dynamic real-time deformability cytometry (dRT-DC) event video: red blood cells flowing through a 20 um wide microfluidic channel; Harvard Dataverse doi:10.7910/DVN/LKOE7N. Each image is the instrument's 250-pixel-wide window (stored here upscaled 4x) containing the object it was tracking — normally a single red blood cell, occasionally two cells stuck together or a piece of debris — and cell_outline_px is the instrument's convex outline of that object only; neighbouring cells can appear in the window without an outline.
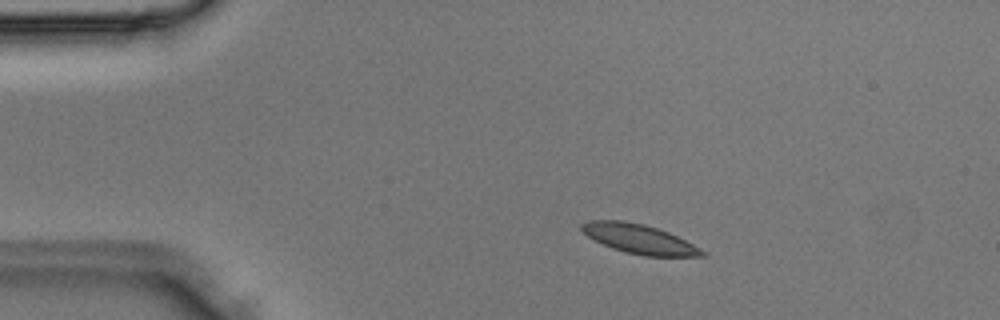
{"species": "Egyptian fruit bat (a non-hibernating species)", "species_latin": "Rousettus aegyptiacus", "temperature_condition": "room temperature", "stored_images_in_passage": 2, "camera_frame_rate_fps": 3000, "um_per_image_px": 0.085, "animal": {"sex": "male"}, "frame": {"image": 1, "passage_image": 1, "time_ms": 0.0, "image_size_px": [1000, 320], "cell_outline_px": [[708, 256], [644, 256], [624, 252], [612, 248], [588, 236], [580, 228], [580, 224], [588, 220], [624, 220], [644, 224], [668, 232], [708, 252]], "centroid_in_image_um": [54.34, 20.31], "position_along_channel_um": 30.7, "area_um2": 20.52}}